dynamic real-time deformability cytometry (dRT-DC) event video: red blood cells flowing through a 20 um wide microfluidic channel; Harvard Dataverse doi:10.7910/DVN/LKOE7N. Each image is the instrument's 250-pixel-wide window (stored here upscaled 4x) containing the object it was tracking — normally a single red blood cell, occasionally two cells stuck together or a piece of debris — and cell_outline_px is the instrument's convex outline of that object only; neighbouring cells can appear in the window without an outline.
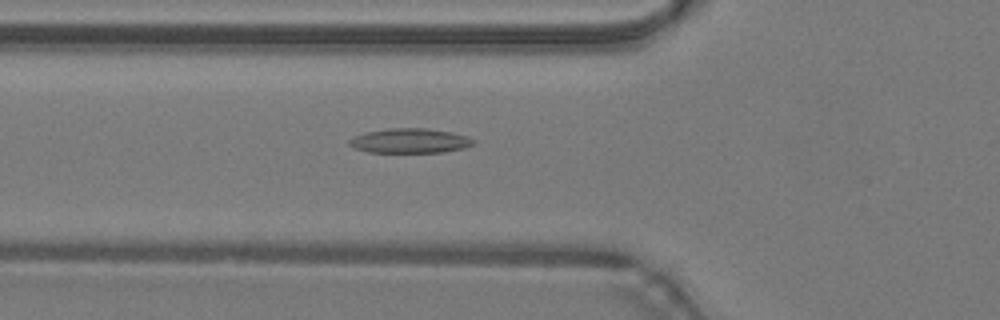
{"species": "common noctule bat (a hibernating species)", "species_latin": "Nyctalus noctula", "temperature_condition": "warm", "stored_images_in_passage": 49, "camera_frame_rate_fps": 3000, "um_per_image_px": 0.085, "animal": {"sex": "male", "body_mass_g": 19.2, "forearm_length_mm": 51.8}, "frame": {"image": 1, "passage_image": 18, "time_ms": 5.667, "image_size_px": [1000, 320], "cell_outline_px": [[476, 140], [472, 144], [464, 148], [444, 152], [368, 152], [352, 148], [348, 144], [348, 140], [356, 136], [368, 132], [388, 128], [428, 128], [452, 132]], "centroid_in_image_um": [34.82, 11.97], "position_along_channel_um": 91.0, "area_um2": 17.74}}
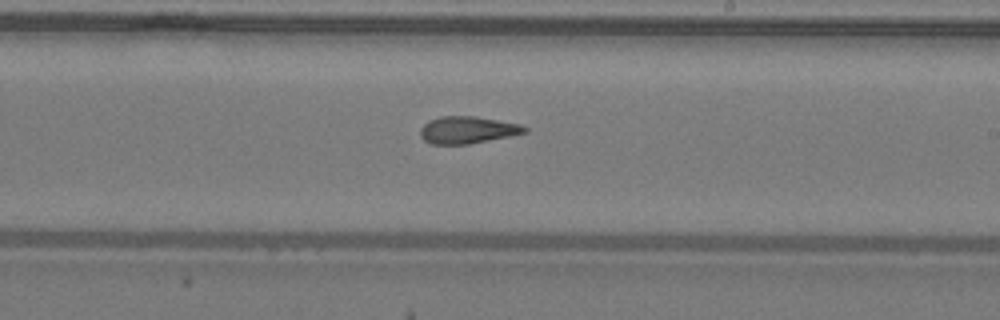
{"frame": {"image": 2, "passage_image": 29, "time_ms": 9.333, "image_size_px": [1000, 320], "cell_outline_px": [[528, 132], [468, 144], [432, 144], [424, 140], [420, 136], [420, 128], [428, 120], [440, 116], [476, 116], [520, 124], [528, 128]], "centroid_in_image_um": [39.71, 11.03], "position_along_channel_um": 249.3, "area_um2": 16.47}}
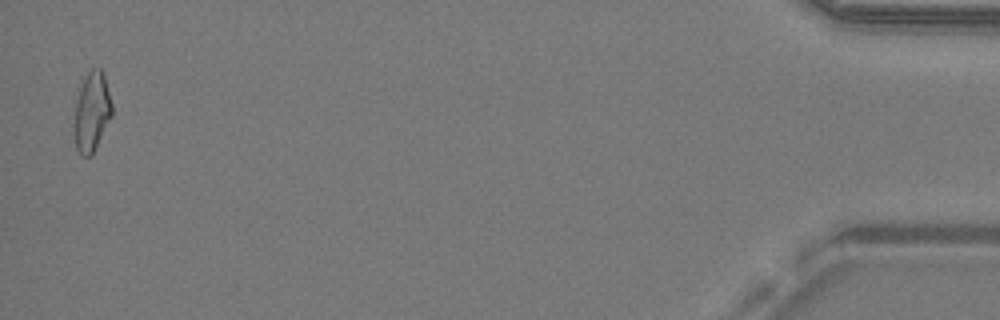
{"frame": {"image": 3, "passage_image": 48, "time_ms": 15.667, "image_size_px": [1000, 320], "cell_outline_px": [[112, 116], [92, 156], [80, 156], [76, 148], [72, 124], [76, 100], [80, 88], [88, 72], [92, 68], [100, 68], [104, 72], [112, 104]], "centroid_in_image_um": [7.79, 9.55], "position_along_channel_um": 427.4, "area_um2": 17.86}, "authors_computed_cell_mechanics": {"area_um2": 17.2822, "velocity_mm_per_s": 4.2994, "shape_relaxation_time_tau1_ms": null, "shape_relaxation_time_tau2_ms": 4.0193, "deformation_change_tau1": null, "deformation_change_tau2": 0.141}}